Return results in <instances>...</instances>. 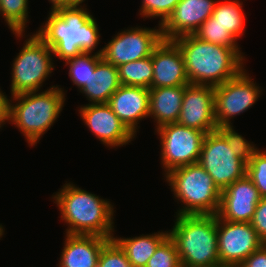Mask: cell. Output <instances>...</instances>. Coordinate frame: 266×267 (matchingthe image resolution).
Segmentation results:
<instances>
[{"label": "cell", "mask_w": 266, "mask_h": 267, "mask_svg": "<svg viewBox=\"0 0 266 267\" xmlns=\"http://www.w3.org/2000/svg\"><path fill=\"white\" fill-rule=\"evenodd\" d=\"M86 7L66 6L49 11L46 21L35 32L61 62L82 52L103 53V47L93 52L101 42V34L96 19Z\"/></svg>", "instance_id": "6da1fadb"}, {"label": "cell", "mask_w": 266, "mask_h": 267, "mask_svg": "<svg viewBox=\"0 0 266 267\" xmlns=\"http://www.w3.org/2000/svg\"><path fill=\"white\" fill-rule=\"evenodd\" d=\"M61 187L51 199L60 211V220L68 226L65 233L113 239L116 210L110 199H103L68 181Z\"/></svg>", "instance_id": "7a4b0ae2"}, {"label": "cell", "mask_w": 266, "mask_h": 267, "mask_svg": "<svg viewBox=\"0 0 266 267\" xmlns=\"http://www.w3.org/2000/svg\"><path fill=\"white\" fill-rule=\"evenodd\" d=\"M180 48L190 84L217 86L236 77L245 67L242 48L200 40L194 34L173 40ZM245 64V65H244Z\"/></svg>", "instance_id": "3957f363"}, {"label": "cell", "mask_w": 266, "mask_h": 267, "mask_svg": "<svg viewBox=\"0 0 266 267\" xmlns=\"http://www.w3.org/2000/svg\"><path fill=\"white\" fill-rule=\"evenodd\" d=\"M48 88L16 94L10 99V124L21 131L29 147L39 143L46 131L53 127L65 106L64 87L51 85Z\"/></svg>", "instance_id": "277c9868"}, {"label": "cell", "mask_w": 266, "mask_h": 267, "mask_svg": "<svg viewBox=\"0 0 266 267\" xmlns=\"http://www.w3.org/2000/svg\"><path fill=\"white\" fill-rule=\"evenodd\" d=\"M168 230L185 266L220 263L217 241V215H176Z\"/></svg>", "instance_id": "5b68a950"}, {"label": "cell", "mask_w": 266, "mask_h": 267, "mask_svg": "<svg viewBox=\"0 0 266 267\" xmlns=\"http://www.w3.org/2000/svg\"><path fill=\"white\" fill-rule=\"evenodd\" d=\"M163 177L182 205L176 215L217 214L222 191L199 163L178 167Z\"/></svg>", "instance_id": "8992f818"}, {"label": "cell", "mask_w": 266, "mask_h": 267, "mask_svg": "<svg viewBox=\"0 0 266 267\" xmlns=\"http://www.w3.org/2000/svg\"><path fill=\"white\" fill-rule=\"evenodd\" d=\"M17 40L26 38L15 56L11 70V96L41 91L44 82L55 70L53 50L36 34L13 32ZM19 38V39H18Z\"/></svg>", "instance_id": "52a82bcc"}, {"label": "cell", "mask_w": 266, "mask_h": 267, "mask_svg": "<svg viewBox=\"0 0 266 267\" xmlns=\"http://www.w3.org/2000/svg\"><path fill=\"white\" fill-rule=\"evenodd\" d=\"M160 138V162L162 175L189 164L198 163L206 134L177 122L164 124L155 129Z\"/></svg>", "instance_id": "ba28073f"}, {"label": "cell", "mask_w": 266, "mask_h": 267, "mask_svg": "<svg viewBox=\"0 0 266 267\" xmlns=\"http://www.w3.org/2000/svg\"><path fill=\"white\" fill-rule=\"evenodd\" d=\"M244 68L236 77L214 87V113L217 127L233 126L234 117L248 111L263 94Z\"/></svg>", "instance_id": "9c48e42d"}, {"label": "cell", "mask_w": 266, "mask_h": 267, "mask_svg": "<svg viewBox=\"0 0 266 267\" xmlns=\"http://www.w3.org/2000/svg\"><path fill=\"white\" fill-rule=\"evenodd\" d=\"M198 163L221 191L246 175V163L218 130L206 134Z\"/></svg>", "instance_id": "30bf717a"}, {"label": "cell", "mask_w": 266, "mask_h": 267, "mask_svg": "<svg viewBox=\"0 0 266 267\" xmlns=\"http://www.w3.org/2000/svg\"><path fill=\"white\" fill-rule=\"evenodd\" d=\"M117 32L103 47L102 58L114 66L151 56L161 42V25L154 28L128 27Z\"/></svg>", "instance_id": "8fae6325"}, {"label": "cell", "mask_w": 266, "mask_h": 267, "mask_svg": "<svg viewBox=\"0 0 266 267\" xmlns=\"http://www.w3.org/2000/svg\"><path fill=\"white\" fill-rule=\"evenodd\" d=\"M218 256L221 265L239 267L264 243L250 223L222 220L217 216Z\"/></svg>", "instance_id": "7c38bea8"}, {"label": "cell", "mask_w": 266, "mask_h": 267, "mask_svg": "<svg viewBox=\"0 0 266 267\" xmlns=\"http://www.w3.org/2000/svg\"><path fill=\"white\" fill-rule=\"evenodd\" d=\"M80 118L101 144L115 149L136 139L107 103L84 104L78 107Z\"/></svg>", "instance_id": "4fadbf2b"}, {"label": "cell", "mask_w": 266, "mask_h": 267, "mask_svg": "<svg viewBox=\"0 0 266 267\" xmlns=\"http://www.w3.org/2000/svg\"><path fill=\"white\" fill-rule=\"evenodd\" d=\"M177 123L205 134L217 130L214 113V86L187 84Z\"/></svg>", "instance_id": "5bb4252c"}, {"label": "cell", "mask_w": 266, "mask_h": 267, "mask_svg": "<svg viewBox=\"0 0 266 267\" xmlns=\"http://www.w3.org/2000/svg\"><path fill=\"white\" fill-rule=\"evenodd\" d=\"M260 199L257 188L245 175L222 190L216 215L230 222L250 223Z\"/></svg>", "instance_id": "9a60e30c"}, {"label": "cell", "mask_w": 266, "mask_h": 267, "mask_svg": "<svg viewBox=\"0 0 266 267\" xmlns=\"http://www.w3.org/2000/svg\"><path fill=\"white\" fill-rule=\"evenodd\" d=\"M218 0H180L172 14L161 25L164 40L194 34L212 15Z\"/></svg>", "instance_id": "2e32d148"}, {"label": "cell", "mask_w": 266, "mask_h": 267, "mask_svg": "<svg viewBox=\"0 0 266 267\" xmlns=\"http://www.w3.org/2000/svg\"><path fill=\"white\" fill-rule=\"evenodd\" d=\"M151 57L153 65L151 88L190 84L183 54L173 40L162 39L152 51Z\"/></svg>", "instance_id": "e0dca14e"}, {"label": "cell", "mask_w": 266, "mask_h": 267, "mask_svg": "<svg viewBox=\"0 0 266 267\" xmlns=\"http://www.w3.org/2000/svg\"><path fill=\"white\" fill-rule=\"evenodd\" d=\"M125 126L137 136L140 121L149 118V89L121 85L107 103Z\"/></svg>", "instance_id": "ac0fdd59"}, {"label": "cell", "mask_w": 266, "mask_h": 267, "mask_svg": "<svg viewBox=\"0 0 266 267\" xmlns=\"http://www.w3.org/2000/svg\"><path fill=\"white\" fill-rule=\"evenodd\" d=\"M64 240L58 267H97L102 247L109 238L65 233Z\"/></svg>", "instance_id": "d6986e66"}, {"label": "cell", "mask_w": 266, "mask_h": 267, "mask_svg": "<svg viewBox=\"0 0 266 267\" xmlns=\"http://www.w3.org/2000/svg\"><path fill=\"white\" fill-rule=\"evenodd\" d=\"M186 86L149 89V118L156 123L155 129L164 124L177 122Z\"/></svg>", "instance_id": "ffe728a7"}, {"label": "cell", "mask_w": 266, "mask_h": 267, "mask_svg": "<svg viewBox=\"0 0 266 267\" xmlns=\"http://www.w3.org/2000/svg\"><path fill=\"white\" fill-rule=\"evenodd\" d=\"M120 86L118 68L102 58L79 93L85 96L89 104L108 103Z\"/></svg>", "instance_id": "44dd1931"}, {"label": "cell", "mask_w": 266, "mask_h": 267, "mask_svg": "<svg viewBox=\"0 0 266 267\" xmlns=\"http://www.w3.org/2000/svg\"><path fill=\"white\" fill-rule=\"evenodd\" d=\"M169 236V232L157 231L152 234H142L134 237H118L113 239L126 253L132 267H146L148 260L153 256L158 246Z\"/></svg>", "instance_id": "7402d4cb"}, {"label": "cell", "mask_w": 266, "mask_h": 267, "mask_svg": "<svg viewBox=\"0 0 266 267\" xmlns=\"http://www.w3.org/2000/svg\"><path fill=\"white\" fill-rule=\"evenodd\" d=\"M241 0H218L212 16L237 41L246 33L245 15Z\"/></svg>", "instance_id": "603a6c76"}, {"label": "cell", "mask_w": 266, "mask_h": 267, "mask_svg": "<svg viewBox=\"0 0 266 267\" xmlns=\"http://www.w3.org/2000/svg\"><path fill=\"white\" fill-rule=\"evenodd\" d=\"M117 68L121 85L151 88L153 80L151 56L122 64Z\"/></svg>", "instance_id": "cb8c5ba5"}, {"label": "cell", "mask_w": 266, "mask_h": 267, "mask_svg": "<svg viewBox=\"0 0 266 267\" xmlns=\"http://www.w3.org/2000/svg\"><path fill=\"white\" fill-rule=\"evenodd\" d=\"M29 0H0V16L13 32H25L29 23Z\"/></svg>", "instance_id": "d4e9b609"}, {"label": "cell", "mask_w": 266, "mask_h": 267, "mask_svg": "<svg viewBox=\"0 0 266 267\" xmlns=\"http://www.w3.org/2000/svg\"><path fill=\"white\" fill-rule=\"evenodd\" d=\"M102 59V55L82 52L74 58L64 61L68 66V76L73 85L80 91L88 82L90 73L94 71L96 64Z\"/></svg>", "instance_id": "484cf974"}, {"label": "cell", "mask_w": 266, "mask_h": 267, "mask_svg": "<svg viewBox=\"0 0 266 267\" xmlns=\"http://www.w3.org/2000/svg\"><path fill=\"white\" fill-rule=\"evenodd\" d=\"M200 40L231 48H241L238 41L211 15L194 33Z\"/></svg>", "instance_id": "4316f807"}, {"label": "cell", "mask_w": 266, "mask_h": 267, "mask_svg": "<svg viewBox=\"0 0 266 267\" xmlns=\"http://www.w3.org/2000/svg\"><path fill=\"white\" fill-rule=\"evenodd\" d=\"M234 126H221L217 130L224 136L235 155L241 158L246 164L258 149L256 144L248 141L234 129Z\"/></svg>", "instance_id": "83f0119b"}, {"label": "cell", "mask_w": 266, "mask_h": 267, "mask_svg": "<svg viewBox=\"0 0 266 267\" xmlns=\"http://www.w3.org/2000/svg\"><path fill=\"white\" fill-rule=\"evenodd\" d=\"M246 176L253 182L261 198L266 197V150L258 148L246 164Z\"/></svg>", "instance_id": "f1b7e54d"}, {"label": "cell", "mask_w": 266, "mask_h": 267, "mask_svg": "<svg viewBox=\"0 0 266 267\" xmlns=\"http://www.w3.org/2000/svg\"><path fill=\"white\" fill-rule=\"evenodd\" d=\"M180 0H142L139 9L141 18L160 19L158 25H162L172 14Z\"/></svg>", "instance_id": "f546056e"}, {"label": "cell", "mask_w": 266, "mask_h": 267, "mask_svg": "<svg viewBox=\"0 0 266 267\" xmlns=\"http://www.w3.org/2000/svg\"><path fill=\"white\" fill-rule=\"evenodd\" d=\"M176 244L168 236L156 249L153 256L148 260L146 267H180Z\"/></svg>", "instance_id": "4dcf8cb0"}, {"label": "cell", "mask_w": 266, "mask_h": 267, "mask_svg": "<svg viewBox=\"0 0 266 267\" xmlns=\"http://www.w3.org/2000/svg\"><path fill=\"white\" fill-rule=\"evenodd\" d=\"M97 267H132V264L120 245L114 239H109L102 247Z\"/></svg>", "instance_id": "1f68e13d"}, {"label": "cell", "mask_w": 266, "mask_h": 267, "mask_svg": "<svg viewBox=\"0 0 266 267\" xmlns=\"http://www.w3.org/2000/svg\"><path fill=\"white\" fill-rule=\"evenodd\" d=\"M250 224L257 232L260 240L266 244V197L261 198L257 206L255 207V212L250 221Z\"/></svg>", "instance_id": "d6a6232c"}, {"label": "cell", "mask_w": 266, "mask_h": 267, "mask_svg": "<svg viewBox=\"0 0 266 267\" xmlns=\"http://www.w3.org/2000/svg\"><path fill=\"white\" fill-rule=\"evenodd\" d=\"M239 267H266V244L254 251Z\"/></svg>", "instance_id": "836d02e7"}, {"label": "cell", "mask_w": 266, "mask_h": 267, "mask_svg": "<svg viewBox=\"0 0 266 267\" xmlns=\"http://www.w3.org/2000/svg\"><path fill=\"white\" fill-rule=\"evenodd\" d=\"M10 99L11 96H7L5 92L0 88V129L6 125L10 124Z\"/></svg>", "instance_id": "e575fe53"}, {"label": "cell", "mask_w": 266, "mask_h": 267, "mask_svg": "<svg viewBox=\"0 0 266 267\" xmlns=\"http://www.w3.org/2000/svg\"><path fill=\"white\" fill-rule=\"evenodd\" d=\"M48 2L51 3L50 11L68 6V0H48Z\"/></svg>", "instance_id": "d590c367"}, {"label": "cell", "mask_w": 266, "mask_h": 267, "mask_svg": "<svg viewBox=\"0 0 266 267\" xmlns=\"http://www.w3.org/2000/svg\"><path fill=\"white\" fill-rule=\"evenodd\" d=\"M86 0H68V6H77V7H83L86 6L85 4L83 5V2Z\"/></svg>", "instance_id": "8d00e7d4"}, {"label": "cell", "mask_w": 266, "mask_h": 267, "mask_svg": "<svg viewBox=\"0 0 266 267\" xmlns=\"http://www.w3.org/2000/svg\"><path fill=\"white\" fill-rule=\"evenodd\" d=\"M180 267H228V266H224V265H221L220 263H216V264L209 265V266H185L181 264Z\"/></svg>", "instance_id": "74e56055"}, {"label": "cell", "mask_w": 266, "mask_h": 267, "mask_svg": "<svg viewBox=\"0 0 266 267\" xmlns=\"http://www.w3.org/2000/svg\"><path fill=\"white\" fill-rule=\"evenodd\" d=\"M5 234V228L4 226L0 223V240Z\"/></svg>", "instance_id": "f35d334b"}]
</instances>
